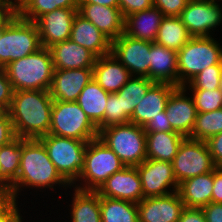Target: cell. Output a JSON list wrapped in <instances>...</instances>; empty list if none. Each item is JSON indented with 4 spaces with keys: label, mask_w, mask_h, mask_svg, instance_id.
Here are the masks:
<instances>
[{
    "label": "cell",
    "mask_w": 222,
    "mask_h": 222,
    "mask_svg": "<svg viewBox=\"0 0 222 222\" xmlns=\"http://www.w3.org/2000/svg\"><path fill=\"white\" fill-rule=\"evenodd\" d=\"M72 189L51 162L48 152L39 139L22 138L20 167L17 178L11 185V200L19 203V192L24 189Z\"/></svg>",
    "instance_id": "cell-1"
},
{
    "label": "cell",
    "mask_w": 222,
    "mask_h": 222,
    "mask_svg": "<svg viewBox=\"0 0 222 222\" xmlns=\"http://www.w3.org/2000/svg\"><path fill=\"white\" fill-rule=\"evenodd\" d=\"M53 99L46 90L14 91L8 113L16 137L39 139L49 134Z\"/></svg>",
    "instance_id": "cell-2"
},
{
    "label": "cell",
    "mask_w": 222,
    "mask_h": 222,
    "mask_svg": "<svg viewBox=\"0 0 222 222\" xmlns=\"http://www.w3.org/2000/svg\"><path fill=\"white\" fill-rule=\"evenodd\" d=\"M4 69L13 91L50 90L54 66L51 51L46 47L10 62Z\"/></svg>",
    "instance_id": "cell-3"
},
{
    "label": "cell",
    "mask_w": 222,
    "mask_h": 222,
    "mask_svg": "<svg viewBox=\"0 0 222 222\" xmlns=\"http://www.w3.org/2000/svg\"><path fill=\"white\" fill-rule=\"evenodd\" d=\"M124 167L120 158L99 138H96L87 143L84 167L72 187L97 191L111 175Z\"/></svg>",
    "instance_id": "cell-4"
},
{
    "label": "cell",
    "mask_w": 222,
    "mask_h": 222,
    "mask_svg": "<svg viewBox=\"0 0 222 222\" xmlns=\"http://www.w3.org/2000/svg\"><path fill=\"white\" fill-rule=\"evenodd\" d=\"M98 138L125 166L136 167L147 159L144 128L132 122L106 127L99 132Z\"/></svg>",
    "instance_id": "cell-5"
},
{
    "label": "cell",
    "mask_w": 222,
    "mask_h": 222,
    "mask_svg": "<svg viewBox=\"0 0 222 222\" xmlns=\"http://www.w3.org/2000/svg\"><path fill=\"white\" fill-rule=\"evenodd\" d=\"M211 37H192L178 52V87L207 67L222 64V46Z\"/></svg>",
    "instance_id": "cell-6"
},
{
    "label": "cell",
    "mask_w": 222,
    "mask_h": 222,
    "mask_svg": "<svg viewBox=\"0 0 222 222\" xmlns=\"http://www.w3.org/2000/svg\"><path fill=\"white\" fill-rule=\"evenodd\" d=\"M40 44L39 31L35 22L19 14L0 30V67L36 52Z\"/></svg>",
    "instance_id": "cell-7"
},
{
    "label": "cell",
    "mask_w": 222,
    "mask_h": 222,
    "mask_svg": "<svg viewBox=\"0 0 222 222\" xmlns=\"http://www.w3.org/2000/svg\"><path fill=\"white\" fill-rule=\"evenodd\" d=\"M51 162L60 175L72 186L84 167L87 141L47 134L39 138Z\"/></svg>",
    "instance_id": "cell-8"
},
{
    "label": "cell",
    "mask_w": 222,
    "mask_h": 222,
    "mask_svg": "<svg viewBox=\"0 0 222 222\" xmlns=\"http://www.w3.org/2000/svg\"><path fill=\"white\" fill-rule=\"evenodd\" d=\"M49 134L89 142L99 132L76 102L53 100Z\"/></svg>",
    "instance_id": "cell-9"
},
{
    "label": "cell",
    "mask_w": 222,
    "mask_h": 222,
    "mask_svg": "<svg viewBox=\"0 0 222 222\" xmlns=\"http://www.w3.org/2000/svg\"><path fill=\"white\" fill-rule=\"evenodd\" d=\"M171 163L178 184L189 178L212 172L217 168L206 142L189 137L183 139Z\"/></svg>",
    "instance_id": "cell-10"
},
{
    "label": "cell",
    "mask_w": 222,
    "mask_h": 222,
    "mask_svg": "<svg viewBox=\"0 0 222 222\" xmlns=\"http://www.w3.org/2000/svg\"><path fill=\"white\" fill-rule=\"evenodd\" d=\"M179 18L192 37H211L214 34L212 31L222 25V4L189 0Z\"/></svg>",
    "instance_id": "cell-11"
},
{
    "label": "cell",
    "mask_w": 222,
    "mask_h": 222,
    "mask_svg": "<svg viewBox=\"0 0 222 222\" xmlns=\"http://www.w3.org/2000/svg\"><path fill=\"white\" fill-rule=\"evenodd\" d=\"M143 198L164 196L178 191L171 162L146 159L139 164Z\"/></svg>",
    "instance_id": "cell-12"
},
{
    "label": "cell",
    "mask_w": 222,
    "mask_h": 222,
    "mask_svg": "<svg viewBox=\"0 0 222 222\" xmlns=\"http://www.w3.org/2000/svg\"><path fill=\"white\" fill-rule=\"evenodd\" d=\"M111 53L128 69L132 76L149 78L150 41L122 33L111 41Z\"/></svg>",
    "instance_id": "cell-13"
},
{
    "label": "cell",
    "mask_w": 222,
    "mask_h": 222,
    "mask_svg": "<svg viewBox=\"0 0 222 222\" xmlns=\"http://www.w3.org/2000/svg\"><path fill=\"white\" fill-rule=\"evenodd\" d=\"M77 13L78 8H59L40 16L35 23L41 46L49 49L57 43L69 40Z\"/></svg>",
    "instance_id": "cell-14"
},
{
    "label": "cell",
    "mask_w": 222,
    "mask_h": 222,
    "mask_svg": "<svg viewBox=\"0 0 222 222\" xmlns=\"http://www.w3.org/2000/svg\"><path fill=\"white\" fill-rule=\"evenodd\" d=\"M165 112L173 131L190 137L198 112L187 89L180 86L171 92Z\"/></svg>",
    "instance_id": "cell-15"
},
{
    "label": "cell",
    "mask_w": 222,
    "mask_h": 222,
    "mask_svg": "<svg viewBox=\"0 0 222 222\" xmlns=\"http://www.w3.org/2000/svg\"><path fill=\"white\" fill-rule=\"evenodd\" d=\"M185 208L178 192L143 198L137 203L139 222H178Z\"/></svg>",
    "instance_id": "cell-16"
},
{
    "label": "cell",
    "mask_w": 222,
    "mask_h": 222,
    "mask_svg": "<svg viewBox=\"0 0 222 222\" xmlns=\"http://www.w3.org/2000/svg\"><path fill=\"white\" fill-rule=\"evenodd\" d=\"M100 196L139 203L143 199L137 167L125 166L111 175L97 190Z\"/></svg>",
    "instance_id": "cell-17"
},
{
    "label": "cell",
    "mask_w": 222,
    "mask_h": 222,
    "mask_svg": "<svg viewBox=\"0 0 222 222\" xmlns=\"http://www.w3.org/2000/svg\"><path fill=\"white\" fill-rule=\"evenodd\" d=\"M93 78V68L54 70L50 95L53 100L76 102L83 88Z\"/></svg>",
    "instance_id": "cell-18"
},
{
    "label": "cell",
    "mask_w": 222,
    "mask_h": 222,
    "mask_svg": "<svg viewBox=\"0 0 222 222\" xmlns=\"http://www.w3.org/2000/svg\"><path fill=\"white\" fill-rule=\"evenodd\" d=\"M78 14L91 21L111 41L124 33V21L119 7H108L93 3H79Z\"/></svg>",
    "instance_id": "cell-19"
},
{
    "label": "cell",
    "mask_w": 222,
    "mask_h": 222,
    "mask_svg": "<svg viewBox=\"0 0 222 222\" xmlns=\"http://www.w3.org/2000/svg\"><path fill=\"white\" fill-rule=\"evenodd\" d=\"M175 88L169 83L155 82L135 107L130 122L144 127L152 118L159 116V113L165 111L166 102Z\"/></svg>",
    "instance_id": "cell-20"
},
{
    "label": "cell",
    "mask_w": 222,
    "mask_h": 222,
    "mask_svg": "<svg viewBox=\"0 0 222 222\" xmlns=\"http://www.w3.org/2000/svg\"><path fill=\"white\" fill-rule=\"evenodd\" d=\"M131 77L128 69L112 53L96 58L93 78L108 93H117Z\"/></svg>",
    "instance_id": "cell-21"
},
{
    "label": "cell",
    "mask_w": 222,
    "mask_h": 222,
    "mask_svg": "<svg viewBox=\"0 0 222 222\" xmlns=\"http://www.w3.org/2000/svg\"><path fill=\"white\" fill-rule=\"evenodd\" d=\"M70 40L85 47L97 58L111 53V40L78 13L72 23Z\"/></svg>",
    "instance_id": "cell-22"
},
{
    "label": "cell",
    "mask_w": 222,
    "mask_h": 222,
    "mask_svg": "<svg viewBox=\"0 0 222 222\" xmlns=\"http://www.w3.org/2000/svg\"><path fill=\"white\" fill-rule=\"evenodd\" d=\"M149 79L178 87L177 52L156 42H150Z\"/></svg>",
    "instance_id": "cell-23"
},
{
    "label": "cell",
    "mask_w": 222,
    "mask_h": 222,
    "mask_svg": "<svg viewBox=\"0 0 222 222\" xmlns=\"http://www.w3.org/2000/svg\"><path fill=\"white\" fill-rule=\"evenodd\" d=\"M49 49L54 70L93 68L97 58L88 49L70 39L57 43Z\"/></svg>",
    "instance_id": "cell-24"
},
{
    "label": "cell",
    "mask_w": 222,
    "mask_h": 222,
    "mask_svg": "<svg viewBox=\"0 0 222 222\" xmlns=\"http://www.w3.org/2000/svg\"><path fill=\"white\" fill-rule=\"evenodd\" d=\"M164 15L152 7L125 17L124 33L136 39L155 42Z\"/></svg>",
    "instance_id": "cell-25"
},
{
    "label": "cell",
    "mask_w": 222,
    "mask_h": 222,
    "mask_svg": "<svg viewBox=\"0 0 222 222\" xmlns=\"http://www.w3.org/2000/svg\"><path fill=\"white\" fill-rule=\"evenodd\" d=\"M214 171L189 178L179 184L178 193L187 208H202L211 202Z\"/></svg>",
    "instance_id": "cell-26"
},
{
    "label": "cell",
    "mask_w": 222,
    "mask_h": 222,
    "mask_svg": "<svg viewBox=\"0 0 222 222\" xmlns=\"http://www.w3.org/2000/svg\"><path fill=\"white\" fill-rule=\"evenodd\" d=\"M109 94L92 78L76 100V103L97 128L104 123V113Z\"/></svg>",
    "instance_id": "cell-27"
},
{
    "label": "cell",
    "mask_w": 222,
    "mask_h": 222,
    "mask_svg": "<svg viewBox=\"0 0 222 222\" xmlns=\"http://www.w3.org/2000/svg\"><path fill=\"white\" fill-rule=\"evenodd\" d=\"M74 188L71 209V222H101L100 195L97 191Z\"/></svg>",
    "instance_id": "cell-28"
},
{
    "label": "cell",
    "mask_w": 222,
    "mask_h": 222,
    "mask_svg": "<svg viewBox=\"0 0 222 222\" xmlns=\"http://www.w3.org/2000/svg\"><path fill=\"white\" fill-rule=\"evenodd\" d=\"M184 138L177 132L146 133L147 159L172 162Z\"/></svg>",
    "instance_id": "cell-29"
},
{
    "label": "cell",
    "mask_w": 222,
    "mask_h": 222,
    "mask_svg": "<svg viewBox=\"0 0 222 222\" xmlns=\"http://www.w3.org/2000/svg\"><path fill=\"white\" fill-rule=\"evenodd\" d=\"M21 151V137H16L10 143L0 147V164L2 166V196L10 200L11 185L19 173Z\"/></svg>",
    "instance_id": "cell-30"
},
{
    "label": "cell",
    "mask_w": 222,
    "mask_h": 222,
    "mask_svg": "<svg viewBox=\"0 0 222 222\" xmlns=\"http://www.w3.org/2000/svg\"><path fill=\"white\" fill-rule=\"evenodd\" d=\"M191 38L179 17L164 16L155 42L178 52Z\"/></svg>",
    "instance_id": "cell-31"
},
{
    "label": "cell",
    "mask_w": 222,
    "mask_h": 222,
    "mask_svg": "<svg viewBox=\"0 0 222 222\" xmlns=\"http://www.w3.org/2000/svg\"><path fill=\"white\" fill-rule=\"evenodd\" d=\"M101 222H139L137 203L100 196Z\"/></svg>",
    "instance_id": "cell-32"
},
{
    "label": "cell",
    "mask_w": 222,
    "mask_h": 222,
    "mask_svg": "<svg viewBox=\"0 0 222 222\" xmlns=\"http://www.w3.org/2000/svg\"><path fill=\"white\" fill-rule=\"evenodd\" d=\"M154 83V81L144 76H132L117 92L118 95H121L122 111L131 117L135 107L142 101V98Z\"/></svg>",
    "instance_id": "cell-33"
},
{
    "label": "cell",
    "mask_w": 222,
    "mask_h": 222,
    "mask_svg": "<svg viewBox=\"0 0 222 222\" xmlns=\"http://www.w3.org/2000/svg\"><path fill=\"white\" fill-rule=\"evenodd\" d=\"M222 132V108L212 112L197 113L195 124L189 138L207 141Z\"/></svg>",
    "instance_id": "cell-34"
},
{
    "label": "cell",
    "mask_w": 222,
    "mask_h": 222,
    "mask_svg": "<svg viewBox=\"0 0 222 222\" xmlns=\"http://www.w3.org/2000/svg\"><path fill=\"white\" fill-rule=\"evenodd\" d=\"M79 0H28L18 14L35 22L40 16L59 8H78Z\"/></svg>",
    "instance_id": "cell-35"
},
{
    "label": "cell",
    "mask_w": 222,
    "mask_h": 222,
    "mask_svg": "<svg viewBox=\"0 0 222 222\" xmlns=\"http://www.w3.org/2000/svg\"><path fill=\"white\" fill-rule=\"evenodd\" d=\"M222 64L205 68L194 76L185 86L188 90H215L220 87Z\"/></svg>",
    "instance_id": "cell-36"
},
{
    "label": "cell",
    "mask_w": 222,
    "mask_h": 222,
    "mask_svg": "<svg viewBox=\"0 0 222 222\" xmlns=\"http://www.w3.org/2000/svg\"><path fill=\"white\" fill-rule=\"evenodd\" d=\"M128 122H130V117L122 111L121 95L110 93L106 103L104 123L98 128V132L106 127Z\"/></svg>",
    "instance_id": "cell-37"
},
{
    "label": "cell",
    "mask_w": 222,
    "mask_h": 222,
    "mask_svg": "<svg viewBox=\"0 0 222 222\" xmlns=\"http://www.w3.org/2000/svg\"><path fill=\"white\" fill-rule=\"evenodd\" d=\"M198 113L212 112L222 108V92L215 90H189Z\"/></svg>",
    "instance_id": "cell-38"
},
{
    "label": "cell",
    "mask_w": 222,
    "mask_h": 222,
    "mask_svg": "<svg viewBox=\"0 0 222 222\" xmlns=\"http://www.w3.org/2000/svg\"><path fill=\"white\" fill-rule=\"evenodd\" d=\"M18 203L4 198L0 202V222H23Z\"/></svg>",
    "instance_id": "cell-39"
},
{
    "label": "cell",
    "mask_w": 222,
    "mask_h": 222,
    "mask_svg": "<svg viewBox=\"0 0 222 222\" xmlns=\"http://www.w3.org/2000/svg\"><path fill=\"white\" fill-rule=\"evenodd\" d=\"M189 0H154V7L164 16L179 17Z\"/></svg>",
    "instance_id": "cell-40"
},
{
    "label": "cell",
    "mask_w": 222,
    "mask_h": 222,
    "mask_svg": "<svg viewBox=\"0 0 222 222\" xmlns=\"http://www.w3.org/2000/svg\"><path fill=\"white\" fill-rule=\"evenodd\" d=\"M13 89L4 68L0 67V109L8 111L12 102Z\"/></svg>",
    "instance_id": "cell-41"
},
{
    "label": "cell",
    "mask_w": 222,
    "mask_h": 222,
    "mask_svg": "<svg viewBox=\"0 0 222 222\" xmlns=\"http://www.w3.org/2000/svg\"><path fill=\"white\" fill-rule=\"evenodd\" d=\"M154 6V0H119L118 7L121 10L123 17L150 9Z\"/></svg>",
    "instance_id": "cell-42"
},
{
    "label": "cell",
    "mask_w": 222,
    "mask_h": 222,
    "mask_svg": "<svg viewBox=\"0 0 222 222\" xmlns=\"http://www.w3.org/2000/svg\"><path fill=\"white\" fill-rule=\"evenodd\" d=\"M16 138L13 123L8 111L0 112V147L10 143Z\"/></svg>",
    "instance_id": "cell-43"
},
{
    "label": "cell",
    "mask_w": 222,
    "mask_h": 222,
    "mask_svg": "<svg viewBox=\"0 0 222 222\" xmlns=\"http://www.w3.org/2000/svg\"><path fill=\"white\" fill-rule=\"evenodd\" d=\"M143 128L145 133L174 132L165 111L159 113L156 118H152Z\"/></svg>",
    "instance_id": "cell-44"
},
{
    "label": "cell",
    "mask_w": 222,
    "mask_h": 222,
    "mask_svg": "<svg viewBox=\"0 0 222 222\" xmlns=\"http://www.w3.org/2000/svg\"><path fill=\"white\" fill-rule=\"evenodd\" d=\"M216 167H222V132L205 141Z\"/></svg>",
    "instance_id": "cell-45"
},
{
    "label": "cell",
    "mask_w": 222,
    "mask_h": 222,
    "mask_svg": "<svg viewBox=\"0 0 222 222\" xmlns=\"http://www.w3.org/2000/svg\"><path fill=\"white\" fill-rule=\"evenodd\" d=\"M206 222H222V203L210 202L201 208Z\"/></svg>",
    "instance_id": "cell-46"
},
{
    "label": "cell",
    "mask_w": 222,
    "mask_h": 222,
    "mask_svg": "<svg viewBox=\"0 0 222 222\" xmlns=\"http://www.w3.org/2000/svg\"><path fill=\"white\" fill-rule=\"evenodd\" d=\"M178 222H206L204 212L201 208L185 207Z\"/></svg>",
    "instance_id": "cell-47"
},
{
    "label": "cell",
    "mask_w": 222,
    "mask_h": 222,
    "mask_svg": "<svg viewBox=\"0 0 222 222\" xmlns=\"http://www.w3.org/2000/svg\"><path fill=\"white\" fill-rule=\"evenodd\" d=\"M18 14V11L6 2L0 3V30H3Z\"/></svg>",
    "instance_id": "cell-48"
},
{
    "label": "cell",
    "mask_w": 222,
    "mask_h": 222,
    "mask_svg": "<svg viewBox=\"0 0 222 222\" xmlns=\"http://www.w3.org/2000/svg\"><path fill=\"white\" fill-rule=\"evenodd\" d=\"M211 202L222 203V167L214 170V183Z\"/></svg>",
    "instance_id": "cell-49"
},
{
    "label": "cell",
    "mask_w": 222,
    "mask_h": 222,
    "mask_svg": "<svg viewBox=\"0 0 222 222\" xmlns=\"http://www.w3.org/2000/svg\"><path fill=\"white\" fill-rule=\"evenodd\" d=\"M79 3H93L108 7H118L119 0H79Z\"/></svg>",
    "instance_id": "cell-50"
},
{
    "label": "cell",
    "mask_w": 222,
    "mask_h": 222,
    "mask_svg": "<svg viewBox=\"0 0 222 222\" xmlns=\"http://www.w3.org/2000/svg\"><path fill=\"white\" fill-rule=\"evenodd\" d=\"M7 4L12 5L17 11H19L28 0H4Z\"/></svg>",
    "instance_id": "cell-51"
},
{
    "label": "cell",
    "mask_w": 222,
    "mask_h": 222,
    "mask_svg": "<svg viewBox=\"0 0 222 222\" xmlns=\"http://www.w3.org/2000/svg\"><path fill=\"white\" fill-rule=\"evenodd\" d=\"M0 195H2V166L0 164Z\"/></svg>",
    "instance_id": "cell-52"
},
{
    "label": "cell",
    "mask_w": 222,
    "mask_h": 222,
    "mask_svg": "<svg viewBox=\"0 0 222 222\" xmlns=\"http://www.w3.org/2000/svg\"><path fill=\"white\" fill-rule=\"evenodd\" d=\"M219 89L222 92V74H221V80H220V87H219Z\"/></svg>",
    "instance_id": "cell-53"
},
{
    "label": "cell",
    "mask_w": 222,
    "mask_h": 222,
    "mask_svg": "<svg viewBox=\"0 0 222 222\" xmlns=\"http://www.w3.org/2000/svg\"><path fill=\"white\" fill-rule=\"evenodd\" d=\"M209 1H212V2H215V3L220 2V0H209ZM221 1H222V0H221Z\"/></svg>",
    "instance_id": "cell-54"
},
{
    "label": "cell",
    "mask_w": 222,
    "mask_h": 222,
    "mask_svg": "<svg viewBox=\"0 0 222 222\" xmlns=\"http://www.w3.org/2000/svg\"><path fill=\"white\" fill-rule=\"evenodd\" d=\"M4 199V197L2 195H0V202Z\"/></svg>",
    "instance_id": "cell-55"
}]
</instances>
